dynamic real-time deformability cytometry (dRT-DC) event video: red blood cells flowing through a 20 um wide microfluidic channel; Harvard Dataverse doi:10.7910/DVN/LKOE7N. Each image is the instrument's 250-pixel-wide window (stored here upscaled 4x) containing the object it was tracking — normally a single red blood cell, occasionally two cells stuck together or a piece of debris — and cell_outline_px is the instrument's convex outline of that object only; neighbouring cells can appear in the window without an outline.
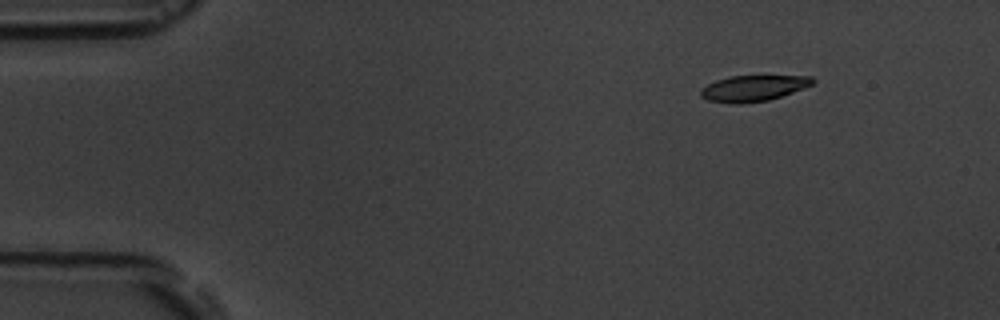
{"species": "common noctule bat (a hibernating species)", "species_latin": "Nyctalus noctula", "temperature_condition": "room temperature", "stored_images_in_passage": 4, "camera_frame_rate_fps": 3000, "um_per_image_px": 0.085, "animal": {"sex": "male", "body_mass_g": 19.5, "forearm_length_mm": 54.6}, "frame": {"image": 1, "passage_image": 2, "time_ms": 1.333, "image_size_px": [1000, 320], "cell_outline_px": [[816, 80], [812, 84], [804, 88], [768, 100], [740, 104], [732, 104], [708, 100], [700, 96], [700, 88], [716, 80], [728, 76], [812, 76]], "centroid_in_image_um": [64.0, 7.5], "position_along_channel_um": 21.0, "area_um2": 16.94}}